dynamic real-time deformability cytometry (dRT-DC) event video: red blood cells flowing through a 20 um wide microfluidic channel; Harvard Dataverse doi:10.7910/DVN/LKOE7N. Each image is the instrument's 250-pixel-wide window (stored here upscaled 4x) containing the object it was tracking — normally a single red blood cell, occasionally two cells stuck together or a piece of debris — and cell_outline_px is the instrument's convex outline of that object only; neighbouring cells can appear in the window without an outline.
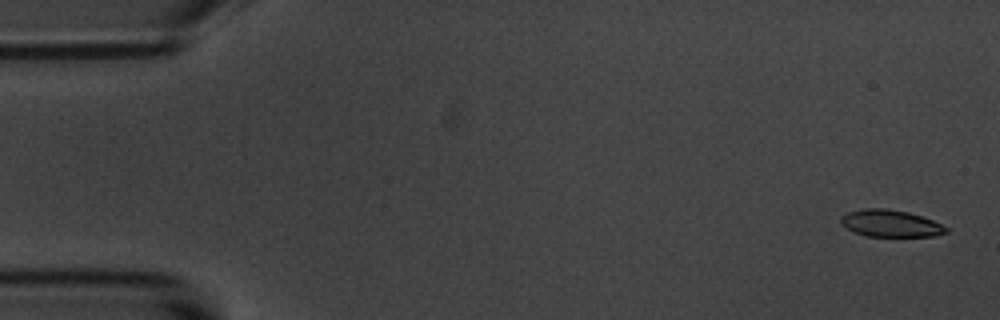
{"species": "common noctule bat (a hibernating species)", "species_latin": "Nyctalus noctula", "temperature_condition": "room temperature", "stored_images_in_passage": 5, "camera_frame_rate_fps": 3000, "um_per_image_px": 0.085, "animal": {"sex": "male", "body_mass_g": 20.1, "forearm_length_mm": 53.5}, "frame": {"image": 1, "passage_image": 1, "time_ms": 0.0, "image_size_px": [1000, 320], "cell_outline_px": [[948, 232], [936, 236], [868, 236], [856, 232], [840, 224], [840, 216], [848, 212], [864, 208], [884, 208], [908, 212], [932, 220], [948, 228]], "centroid_in_image_um": [75.68, 18.98], "position_along_channel_um": 9.3, "area_um2": 16.42}}
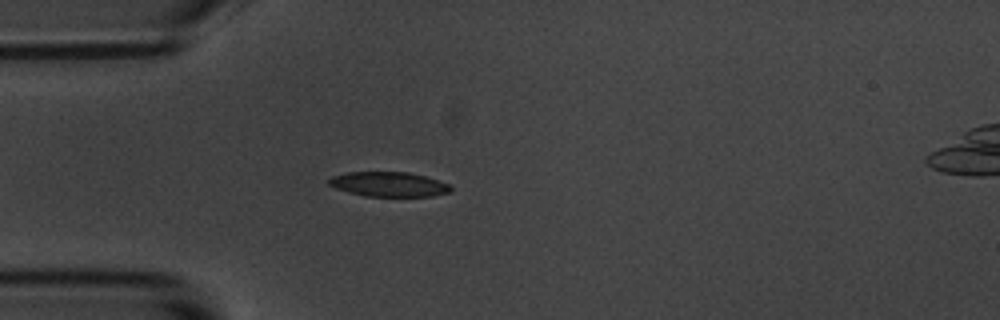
{"frame": {"image": 2, "passage_image": 5, "time_ms": 4.667, "image_size_px": [1000, 320], "cell_outline_px": [[452, 192], [432, 196], [364, 196], [348, 192], [336, 188], [328, 184], [328, 180], [332, 176], [344, 172], [408, 172], [424, 176], [448, 184], [452, 188]], "centroid_in_image_um": [33.02, 15.66], "position_along_channel_um": 52.0, "area_um2": 17.51}}